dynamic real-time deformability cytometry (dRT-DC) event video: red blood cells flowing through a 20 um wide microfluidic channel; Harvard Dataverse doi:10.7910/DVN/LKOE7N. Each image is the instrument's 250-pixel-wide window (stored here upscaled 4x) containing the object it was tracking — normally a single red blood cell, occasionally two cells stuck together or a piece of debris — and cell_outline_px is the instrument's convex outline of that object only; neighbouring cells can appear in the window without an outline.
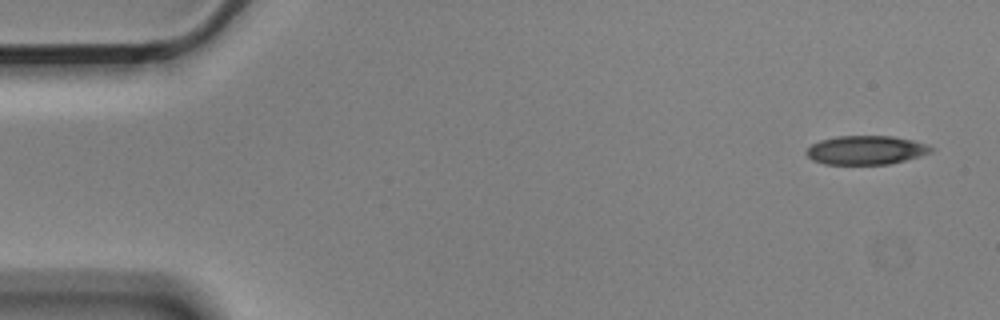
{"species": "Egyptian fruit bat (a non-hibernating species)", "species_latin": "Rousettus aegyptiacus", "temperature_condition": "cold", "stored_images_in_passage": 4, "camera_frame_rate_fps": 3000, "um_per_image_px": 0.085, "animal": {"sex": "male"}, "frame": {"image": 1, "passage_image": 1, "time_ms": 0.0, "image_size_px": [1000, 320], "cell_outline_px": [[936, 148], [932, 152], [920, 156], [888, 164], [824, 164], [812, 160], [804, 152], [812, 144], [820, 140], [836, 136], [892, 136], [912, 140], [928, 144]], "centroid_in_image_um": [73.62, 12.75], "position_along_channel_um": 11.4, "area_um2": 21.04}}
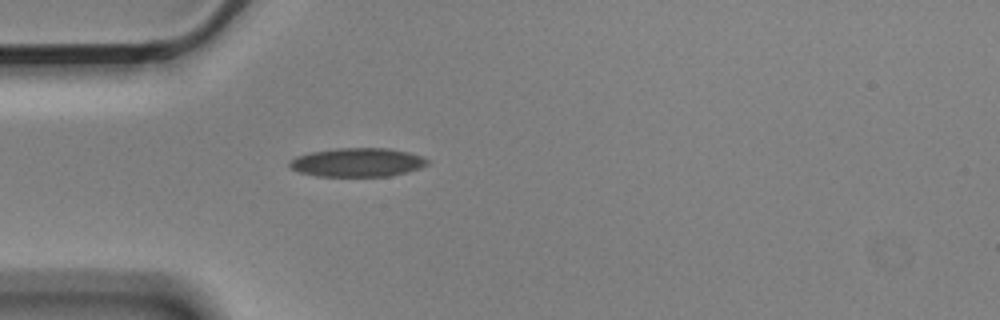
{"frame": {"image": 2, "passage_image": 4, "time_ms": 1.0, "image_size_px": [1000, 320], "cell_outline_px": [[432, 160], [428, 164], [420, 168], [388, 176], [316, 176], [300, 172], [288, 168], [288, 164], [296, 156], [312, 152], [336, 148], [388, 148], [408, 152], [424, 156]], "centroid_in_image_um": [30.4, 13.79], "position_along_channel_um": 54.6, "area_um2": 23.18}}